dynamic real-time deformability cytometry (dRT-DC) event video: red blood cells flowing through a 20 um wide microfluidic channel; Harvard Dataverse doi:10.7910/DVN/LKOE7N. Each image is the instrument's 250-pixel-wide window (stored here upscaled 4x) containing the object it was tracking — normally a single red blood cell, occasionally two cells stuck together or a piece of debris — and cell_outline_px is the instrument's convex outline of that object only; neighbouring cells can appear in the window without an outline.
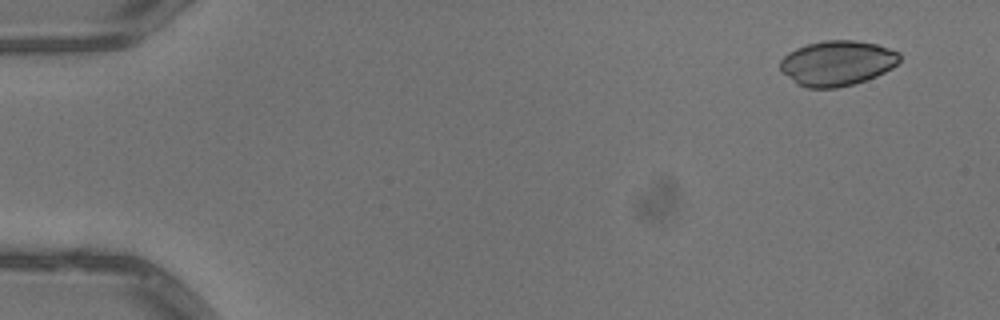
{"species": "common noctule bat (a hibernating species)", "species_latin": "Nyctalus noctula", "temperature_condition": "warm", "stored_images_in_passage": 4, "camera_frame_rate_fps": 3000, "um_per_image_px": 0.085, "animal": {"sex": "male", "body_mass_g": 13.3}, "frame": {"image": 1, "passage_image": 1, "time_ms": 0.0, "image_size_px": [1000, 320], "cell_outline_px": [[900, 60], [892, 68], [876, 76], [852, 84], [836, 88], [804, 88], [796, 84], [780, 72], [780, 60], [788, 52], [796, 48], [808, 44], [824, 40], [856, 40], [876, 44], [900, 52]], "centroid_in_image_um": [71.12, 5.37], "position_along_channel_um": 13.9, "area_um2": 31.56}}